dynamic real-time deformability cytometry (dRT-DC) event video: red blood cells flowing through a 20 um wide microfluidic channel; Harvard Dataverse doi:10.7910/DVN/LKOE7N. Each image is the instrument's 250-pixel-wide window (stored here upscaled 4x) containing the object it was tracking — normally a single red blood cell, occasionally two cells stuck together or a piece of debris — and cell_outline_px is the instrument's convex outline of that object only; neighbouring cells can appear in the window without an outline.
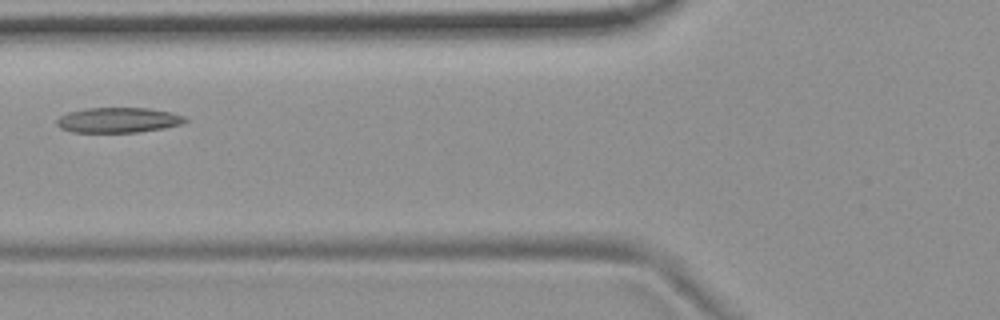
{"species": "common noctule bat (a hibernating species)", "species_latin": "Nyctalus noctula", "temperature_condition": "room temperature", "stored_images_in_passage": 5, "camera_frame_rate_fps": 3000, "um_per_image_px": 0.085, "animal": {"sex": "female", "body_mass_g": 19.9}, "frame": {"image": 1, "passage_image": 5, "time_ms": 1.333, "image_size_px": [1000, 320], "cell_outline_px": [[188, 120], [184, 124], [164, 128], [136, 132], [72, 132], [60, 128], [56, 124], [56, 120], [60, 116], [68, 112], [88, 108], [148, 108], [172, 112], [184, 116]], "centroid_in_image_um": [10.07, 10.2], "position_along_channel_um": 115.7, "area_um2": 18.9}}